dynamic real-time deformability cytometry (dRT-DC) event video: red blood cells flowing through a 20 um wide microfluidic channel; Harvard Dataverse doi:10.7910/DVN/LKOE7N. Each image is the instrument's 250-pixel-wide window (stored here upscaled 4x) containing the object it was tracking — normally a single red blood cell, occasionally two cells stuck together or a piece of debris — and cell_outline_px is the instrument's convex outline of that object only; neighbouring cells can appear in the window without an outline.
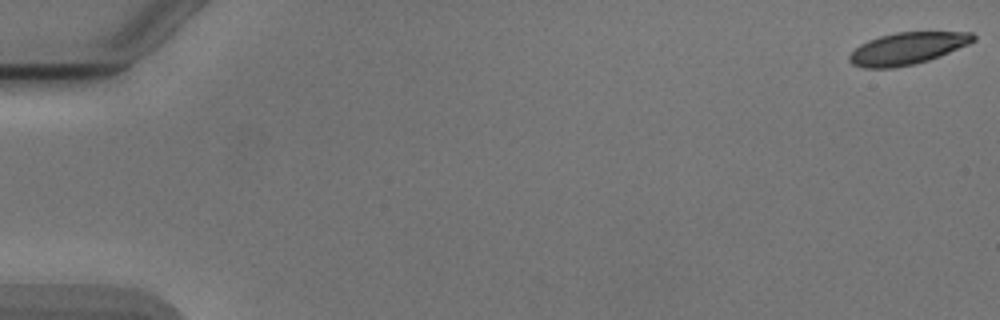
{"species": "Egyptian fruit bat (a non-hibernating species)", "species_latin": "Rousettus aegyptiacus", "temperature_condition": "cold", "stored_images_in_passage": 27, "camera_frame_rate_fps": 3000, "um_per_image_px": 0.085, "animal": {"sex": "male"}, "frame": {"image": 1, "passage_image": 1, "time_ms": 0.0, "image_size_px": [1000, 320], "cell_outline_px": [[976, 40], [968, 44], [940, 56], [916, 64], [892, 68], [864, 68], [852, 64], [848, 60], [848, 56], [860, 44], [868, 40], [880, 36], [896, 32], [972, 32], [976, 36]], "centroid_in_image_um": [77.12, 4.12], "position_along_channel_um": 7.9, "area_um2": 23.12}}
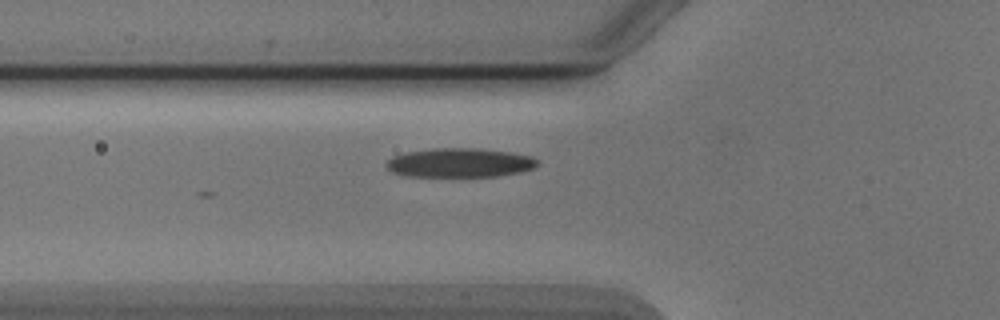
{"frame": {"image": 2, "passage_image": 20, "time_ms": 6.333, "image_size_px": [1000, 320], "cell_outline_px": [[536, 164], [532, 168], [516, 172], [496, 176], [404, 176], [392, 172], [384, 164], [392, 156], [404, 152], [432, 148], [476, 148], [508, 152], [532, 156], [536, 160]], "centroid_in_image_um": [38.98, 13.82], "position_along_channel_um": 86.8, "area_um2": 25.43}}
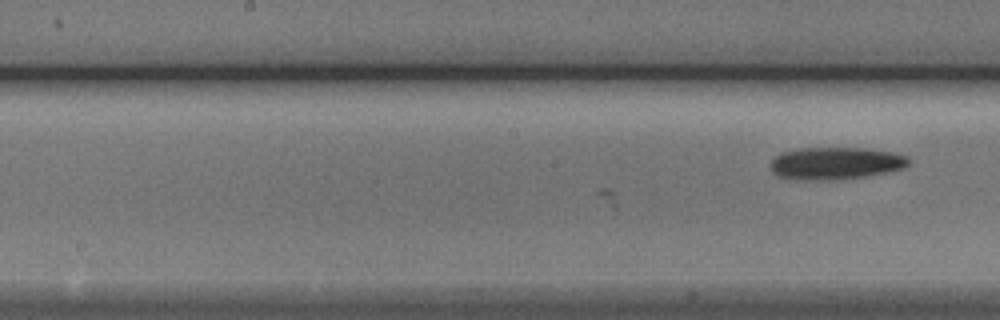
{"frame": {"image": 3, "passage_image": 27, "time_ms": 8.667, "image_size_px": [1000, 320], "cell_outline_px": [[912, 160], [904, 168], [888, 172], [864, 176], [836, 180], [800, 180], [776, 176], [772, 172], [772, 160], [780, 152], [800, 148], [864, 148], [892, 152], [908, 156]], "centroid_in_image_um": [71.04, 13.88], "position_along_channel_um": 177.2, "area_um2": 26.18}}